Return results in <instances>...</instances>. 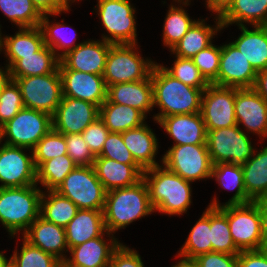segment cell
Returning <instances> with one entry per match:
<instances>
[{
	"label": "cell",
	"mask_w": 267,
	"mask_h": 267,
	"mask_svg": "<svg viewBox=\"0 0 267 267\" xmlns=\"http://www.w3.org/2000/svg\"><path fill=\"white\" fill-rule=\"evenodd\" d=\"M142 178L147 185L154 212L171 216L187 212L192 203V182L184 180L162 164L144 170Z\"/></svg>",
	"instance_id": "cell-1"
},
{
	"label": "cell",
	"mask_w": 267,
	"mask_h": 267,
	"mask_svg": "<svg viewBox=\"0 0 267 267\" xmlns=\"http://www.w3.org/2000/svg\"><path fill=\"white\" fill-rule=\"evenodd\" d=\"M153 106L160 112L153 117L158 122L162 117L176 114L201 112L203 90L184 84L168 74L161 64H154L151 70Z\"/></svg>",
	"instance_id": "cell-2"
},
{
	"label": "cell",
	"mask_w": 267,
	"mask_h": 267,
	"mask_svg": "<svg viewBox=\"0 0 267 267\" xmlns=\"http://www.w3.org/2000/svg\"><path fill=\"white\" fill-rule=\"evenodd\" d=\"M153 212L143 178L132 186L106 192L103 216L105 228L111 234Z\"/></svg>",
	"instance_id": "cell-3"
},
{
	"label": "cell",
	"mask_w": 267,
	"mask_h": 267,
	"mask_svg": "<svg viewBox=\"0 0 267 267\" xmlns=\"http://www.w3.org/2000/svg\"><path fill=\"white\" fill-rule=\"evenodd\" d=\"M37 184L24 187L0 188V223L13 238L24 234L40 216V199L43 190Z\"/></svg>",
	"instance_id": "cell-4"
},
{
	"label": "cell",
	"mask_w": 267,
	"mask_h": 267,
	"mask_svg": "<svg viewBox=\"0 0 267 267\" xmlns=\"http://www.w3.org/2000/svg\"><path fill=\"white\" fill-rule=\"evenodd\" d=\"M137 49L138 43L110 46L103 73L107 87L118 83L144 80L151 74L156 62L148 58L144 59Z\"/></svg>",
	"instance_id": "cell-5"
},
{
	"label": "cell",
	"mask_w": 267,
	"mask_h": 267,
	"mask_svg": "<svg viewBox=\"0 0 267 267\" xmlns=\"http://www.w3.org/2000/svg\"><path fill=\"white\" fill-rule=\"evenodd\" d=\"M55 191L79 209L104 210L107 191L93 166H76Z\"/></svg>",
	"instance_id": "cell-6"
},
{
	"label": "cell",
	"mask_w": 267,
	"mask_h": 267,
	"mask_svg": "<svg viewBox=\"0 0 267 267\" xmlns=\"http://www.w3.org/2000/svg\"><path fill=\"white\" fill-rule=\"evenodd\" d=\"M95 10L107 31L102 40L112 44H137L135 8L130 0H97Z\"/></svg>",
	"instance_id": "cell-7"
},
{
	"label": "cell",
	"mask_w": 267,
	"mask_h": 267,
	"mask_svg": "<svg viewBox=\"0 0 267 267\" xmlns=\"http://www.w3.org/2000/svg\"><path fill=\"white\" fill-rule=\"evenodd\" d=\"M206 131V144L213 165L227 162L242 165L256 151L249 136L238 125Z\"/></svg>",
	"instance_id": "cell-8"
},
{
	"label": "cell",
	"mask_w": 267,
	"mask_h": 267,
	"mask_svg": "<svg viewBox=\"0 0 267 267\" xmlns=\"http://www.w3.org/2000/svg\"><path fill=\"white\" fill-rule=\"evenodd\" d=\"M19 86L24 107L53 116L63 97L62 79L57 69L54 73L11 77Z\"/></svg>",
	"instance_id": "cell-9"
},
{
	"label": "cell",
	"mask_w": 267,
	"mask_h": 267,
	"mask_svg": "<svg viewBox=\"0 0 267 267\" xmlns=\"http://www.w3.org/2000/svg\"><path fill=\"white\" fill-rule=\"evenodd\" d=\"M162 156V165L180 175L184 180L195 182L211 179L212 162L207 144L172 145Z\"/></svg>",
	"instance_id": "cell-10"
},
{
	"label": "cell",
	"mask_w": 267,
	"mask_h": 267,
	"mask_svg": "<svg viewBox=\"0 0 267 267\" xmlns=\"http://www.w3.org/2000/svg\"><path fill=\"white\" fill-rule=\"evenodd\" d=\"M51 129L52 116L24 107L2 126L3 140L5 144L32 150Z\"/></svg>",
	"instance_id": "cell-11"
},
{
	"label": "cell",
	"mask_w": 267,
	"mask_h": 267,
	"mask_svg": "<svg viewBox=\"0 0 267 267\" xmlns=\"http://www.w3.org/2000/svg\"><path fill=\"white\" fill-rule=\"evenodd\" d=\"M228 224L233 242L240 251L266 248L261 234L259 200L228 205Z\"/></svg>",
	"instance_id": "cell-12"
},
{
	"label": "cell",
	"mask_w": 267,
	"mask_h": 267,
	"mask_svg": "<svg viewBox=\"0 0 267 267\" xmlns=\"http://www.w3.org/2000/svg\"><path fill=\"white\" fill-rule=\"evenodd\" d=\"M27 150L29 154L25 153ZM0 182V188L35 185L36 167L32 150L3 143L0 147Z\"/></svg>",
	"instance_id": "cell-13"
},
{
	"label": "cell",
	"mask_w": 267,
	"mask_h": 267,
	"mask_svg": "<svg viewBox=\"0 0 267 267\" xmlns=\"http://www.w3.org/2000/svg\"><path fill=\"white\" fill-rule=\"evenodd\" d=\"M235 87L210 84L202 93L201 114L206 130L237 125L235 111Z\"/></svg>",
	"instance_id": "cell-14"
},
{
	"label": "cell",
	"mask_w": 267,
	"mask_h": 267,
	"mask_svg": "<svg viewBox=\"0 0 267 267\" xmlns=\"http://www.w3.org/2000/svg\"><path fill=\"white\" fill-rule=\"evenodd\" d=\"M256 75L255 69L232 42L221 45L219 72L211 84L222 87L253 88Z\"/></svg>",
	"instance_id": "cell-15"
},
{
	"label": "cell",
	"mask_w": 267,
	"mask_h": 267,
	"mask_svg": "<svg viewBox=\"0 0 267 267\" xmlns=\"http://www.w3.org/2000/svg\"><path fill=\"white\" fill-rule=\"evenodd\" d=\"M99 115V106L63 96L52 116V128L64 135L81 134Z\"/></svg>",
	"instance_id": "cell-16"
},
{
	"label": "cell",
	"mask_w": 267,
	"mask_h": 267,
	"mask_svg": "<svg viewBox=\"0 0 267 267\" xmlns=\"http://www.w3.org/2000/svg\"><path fill=\"white\" fill-rule=\"evenodd\" d=\"M235 117L237 125L259 137H267V103L253 88L235 87Z\"/></svg>",
	"instance_id": "cell-17"
},
{
	"label": "cell",
	"mask_w": 267,
	"mask_h": 267,
	"mask_svg": "<svg viewBox=\"0 0 267 267\" xmlns=\"http://www.w3.org/2000/svg\"><path fill=\"white\" fill-rule=\"evenodd\" d=\"M111 45L102 39L83 41L60 59L58 69L103 75Z\"/></svg>",
	"instance_id": "cell-18"
},
{
	"label": "cell",
	"mask_w": 267,
	"mask_h": 267,
	"mask_svg": "<svg viewBox=\"0 0 267 267\" xmlns=\"http://www.w3.org/2000/svg\"><path fill=\"white\" fill-rule=\"evenodd\" d=\"M105 234L110 242L104 239ZM116 239L106 230L101 236L70 248V257L65 259L63 267H108L114 251L121 244Z\"/></svg>",
	"instance_id": "cell-19"
},
{
	"label": "cell",
	"mask_w": 267,
	"mask_h": 267,
	"mask_svg": "<svg viewBox=\"0 0 267 267\" xmlns=\"http://www.w3.org/2000/svg\"><path fill=\"white\" fill-rule=\"evenodd\" d=\"M63 96L91 102L101 106L107 100V86L103 75L59 70Z\"/></svg>",
	"instance_id": "cell-20"
},
{
	"label": "cell",
	"mask_w": 267,
	"mask_h": 267,
	"mask_svg": "<svg viewBox=\"0 0 267 267\" xmlns=\"http://www.w3.org/2000/svg\"><path fill=\"white\" fill-rule=\"evenodd\" d=\"M26 241L59 259L62 263L69 252L65 228L46 221L41 216L32 222L24 234Z\"/></svg>",
	"instance_id": "cell-21"
},
{
	"label": "cell",
	"mask_w": 267,
	"mask_h": 267,
	"mask_svg": "<svg viewBox=\"0 0 267 267\" xmlns=\"http://www.w3.org/2000/svg\"><path fill=\"white\" fill-rule=\"evenodd\" d=\"M156 123L174 140L173 145L206 144L207 131L201 112L170 115Z\"/></svg>",
	"instance_id": "cell-22"
},
{
	"label": "cell",
	"mask_w": 267,
	"mask_h": 267,
	"mask_svg": "<svg viewBox=\"0 0 267 267\" xmlns=\"http://www.w3.org/2000/svg\"><path fill=\"white\" fill-rule=\"evenodd\" d=\"M107 99L112 103L134 107L147 116L154 108L151 74L144 80L108 86Z\"/></svg>",
	"instance_id": "cell-23"
},
{
	"label": "cell",
	"mask_w": 267,
	"mask_h": 267,
	"mask_svg": "<svg viewBox=\"0 0 267 267\" xmlns=\"http://www.w3.org/2000/svg\"><path fill=\"white\" fill-rule=\"evenodd\" d=\"M93 167L106 191L132 186L144 172L138 164H123L105 157H96Z\"/></svg>",
	"instance_id": "cell-24"
},
{
	"label": "cell",
	"mask_w": 267,
	"mask_h": 267,
	"mask_svg": "<svg viewBox=\"0 0 267 267\" xmlns=\"http://www.w3.org/2000/svg\"><path fill=\"white\" fill-rule=\"evenodd\" d=\"M122 139L135 162L143 170L159 166V163L155 160L159 148L158 140L147 123L138 128L122 132Z\"/></svg>",
	"instance_id": "cell-25"
},
{
	"label": "cell",
	"mask_w": 267,
	"mask_h": 267,
	"mask_svg": "<svg viewBox=\"0 0 267 267\" xmlns=\"http://www.w3.org/2000/svg\"><path fill=\"white\" fill-rule=\"evenodd\" d=\"M105 231L103 210L79 209L65 227L68 249L97 238Z\"/></svg>",
	"instance_id": "cell-26"
},
{
	"label": "cell",
	"mask_w": 267,
	"mask_h": 267,
	"mask_svg": "<svg viewBox=\"0 0 267 267\" xmlns=\"http://www.w3.org/2000/svg\"><path fill=\"white\" fill-rule=\"evenodd\" d=\"M215 27L207 25L204 19L197 21L190 27L186 34L170 50L172 54L181 58H193L199 51L212 44L214 35L222 30L220 16L216 14Z\"/></svg>",
	"instance_id": "cell-27"
},
{
	"label": "cell",
	"mask_w": 267,
	"mask_h": 267,
	"mask_svg": "<svg viewBox=\"0 0 267 267\" xmlns=\"http://www.w3.org/2000/svg\"><path fill=\"white\" fill-rule=\"evenodd\" d=\"M222 30L229 25H267V0H233L219 15Z\"/></svg>",
	"instance_id": "cell-28"
},
{
	"label": "cell",
	"mask_w": 267,
	"mask_h": 267,
	"mask_svg": "<svg viewBox=\"0 0 267 267\" xmlns=\"http://www.w3.org/2000/svg\"><path fill=\"white\" fill-rule=\"evenodd\" d=\"M239 26L241 35L232 43L249 61L256 72L267 69V25Z\"/></svg>",
	"instance_id": "cell-29"
},
{
	"label": "cell",
	"mask_w": 267,
	"mask_h": 267,
	"mask_svg": "<svg viewBox=\"0 0 267 267\" xmlns=\"http://www.w3.org/2000/svg\"><path fill=\"white\" fill-rule=\"evenodd\" d=\"M13 36L2 37V50L11 68L22 56L33 55L44 45V38L39 26L33 28H18Z\"/></svg>",
	"instance_id": "cell-30"
},
{
	"label": "cell",
	"mask_w": 267,
	"mask_h": 267,
	"mask_svg": "<svg viewBox=\"0 0 267 267\" xmlns=\"http://www.w3.org/2000/svg\"><path fill=\"white\" fill-rule=\"evenodd\" d=\"M213 197L210 206V229L213 252L238 255L241 251L236 247L228 224V205H222Z\"/></svg>",
	"instance_id": "cell-31"
},
{
	"label": "cell",
	"mask_w": 267,
	"mask_h": 267,
	"mask_svg": "<svg viewBox=\"0 0 267 267\" xmlns=\"http://www.w3.org/2000/svg\"><path fill=\"white\" fill-rule=\"evenodd\" d=\"M99 117L110 132L122 133L142 126L147 117L138 109L112 103L108 99L100 106Z\"/></svg>",
	"instance_id": "cell-32"
},
{
	"label": "cell",
	"mask_w": 267,
	"mask_h": 267,
	"mask_svg": "<svg viewBox=\"0 0 267 267\" xmlns=\"http://www.w3.org/2000/svg\"><path fill=\"white\" fill-rule=\"evenodd\" d=\"M242 170L246 194L253 201L262 199L267 194V146L256 150Z\"/></svg>",
	"instance_id": "cell-33"
},
{
	"label": "cell",
	"mask_w": 267,
	"mask_h": 267,
	"mask_svg": "<svg viewBox=\"0 0 267 267\" xmlns=\"http://www.w3.org/2000/svg\"><path fill=\"white\" fill-rule=\"evenodd\" d=\"M60 59L52 49L44 45L33 55L22 56L11 68V77L40 76L54 73L59 67Z\"/></svg>",
	"instance_id": "cell-34"
},
{
	"label": "cell",
	"mask_w": 267,
	"mask_h": 267,
	"mask_svg": "<svg viewBox=\"0 0 267 267\" xmlns=\"http://www.w3.org/2000/svg\"><path fill=\"white\" fill-rule=\"evenodd\" d=\"M213 177L221 188L236 190L233 197L223 205L247 204L253 201L246 194L242 165L229 162L212 165L211 178Z\"/></svg>",
	"instance_id": "cell-35"
},
{
	"label": "cell",
	"mask_w": 267,
	"mask_h": 267,
	"mask_svg": "<svg viewBox=\"0 0 267 267\" xmlns=\"http://www.w3.org/2000/svg\"><path fill=\"white\" fill-rule=\"evenodd\" d=\"M42 192L40 199V216L46 221L66 227L76 216L79 208L68 198L55 190Z\"/></svg>",
	"instance_id": "cell-36"
},
{
	"label": "cell",
	"mask_w": 267,
	"mask_h": 267,
	"mask_svg": "<svg viewBox=\"0 0 267 267\" xmlns=\"http://www.w3.org/2000/svg\"><path fill=\"white\" fill-rule=\"evenodd\" d=\"M61 13L62 12L43 14L39 25L43 34L45 45L52 49L59 59L65 56L68 52L72 51L76 46L81 44L75 43L76 33L74 30L70 31L71 33H73L71 34L72 37L68 34V29H70L71 27L67 26L64 23L60 24V22L54 23L53 21H49L50 16H58L61 15ZM74 34L75 36H73ZM66 36H70L71 38H67ZM61 50L63 52H59Z\"/></svg>",
	"instance_id": "cell-37"
},
{
	"label": "cell",
	"mask_w": 267,
	"mask_h": 267,
	"mask_svg": "<svg viewBox=\"0 0 267 267\" xmlns=\"http://www.w3.org/2000/svg\"><path fill=\"white\" fill-rule=\"evenodd\" d=\"M194 224L184 245L178 251L179 257L194 259L196 256L212 252L210 229V206Z\"/></svg>",
	"instance_id": "cell-38"
},
{
	"label": "cell",
	"mask_w": 267,
	"mask_h": 267,
	"mask_svg": "<svg viewBox=\"0 0 267 267\" xmlns=\"http://www.w3.org/2000/svg\"><path fill=\"white\" fill-rule=\"evenodd\" d=\"M177 3L178 5L170 4L163 23V44L164 46L169 47L170 50L181 40L190 27L196 22L195 19H190V16L188 15L189 13H187V10L184 9L186 5H190L189 2L184 1Z\"/></svg>",
	"instance_id": "cell-39"
},
{
	"label": "cell",
	"mask_w": 267,
	"mask_h": 267,
	"mask_svg": "<svg viewBox=\"0 0 267 267\" xmlns=\"http://www.w3.org/2000/svg\"><path fill=\"white\" fill-rule=\"evenodd\" d=\"M76 166L67 154L49 159L36 168V184L40 183L46 191L56 190Z\"/></svg>",
	"instance_id": "cell-40"
},
{
	"label": "cell",
	"mask_w": 267,
	"mask_h": 267,
	"mask_svg": "<svg viewBox=\"0 0 267 267\" xmlns=\"http://www.w3.org/2000/svg\"><path fill=\"white\" fill-rule=\"evenodd\" d=\"M0 11L18 28L37 27L43 16L31 0H0Z\"/></svg>",
	"instance_id": "cell-41"
},
{
	"label": "cell",
	"mask_w": 267,
	"mask_h": 267,
	"mask_svg": "<svg viewBox=\"0 0 267 267\" xmlns=\"http://www.w3.org/2000/svg\"><path fill=\"white\" fill-rule=\"evenodd\" d=\"M21 250L17 248L10 257L13 267H63V263L53 255L31 245L23 238Z\"/></svg>",
	"instance_id": "cell-42"
},
{
	"label": "cell",
	"mask_w": 267,
	"mask_h": 267,
	"mask_svg": "<svg viewBox=\"0 0 267 267\" xmlns=\"http://www.w3.org/2000/svg\"><path fill=\"white\" fill-rule=\"evenodd\" d=\"M35 167L41 163L67 154V145L64 134L53 128L32 149Z\"/></svg>",
	"instance_id": "cell-43"
},
{
	"label": "cell",
	"mask_w": 267,
	"mask_h": 267,
	"mask_svg": "<svg viewBox=\"0 0 267 267\" xmlns=\"http://www.w3.org/2000/svg\"><path fill=\"white\" fill-rule=\"evenodd\" d=\"M175 57L176 59L172 64L173 66L170 68L161 65L168 74L186 85L194 88H200L203 91L210 85V83L200 73L197 66L193 63L192 59L181 58L178 56Z\"/></svg>",
	"instance_id": "cell-44"
},
{
	"label": "cell",
	"mask_w": 267,
	"mask_h": 267,
	"mask_svg": "<svg viewBox=\"0 0 267 267\" xmlns=\"http://www.w3.org/2000/svg\"><path fill=\"white\" fill-rule=\"evenodd\" d=\"M23 108L19 86L11 79L0 93V125H5Z\"/></svg>",
	"instance_id": "cell-45"
},
{
	"label": "cell",
	"mask_w": 267,
	"mask_h": 267,
	"mask_svg": "<svg viewBox=\"0 0 267 267\" xmlns=\"http://www.w3.org/2000/svg\"><path fill=\"white\" fill-rule=\"evenodd\" d=\"M221 46L209 45L199 51L193 58V63L200 70V73L211 84L218 75Z\"/></svg>",
	"instance_id": "cell-46"
},
{
	"label": "cell",
	"mask_w": 267,
	"mask_h": 267,
	"mask_svg": "<svg viewBox=\"0 0 267 267\" xmlns=\"http://www.w3.org/2000/svg\"><path fill=\"white\" fill-rule=\"evenodd\" d=\"M96 157L113 159L123 164H137L123 142L122 133L117 132L109 133L101 153Z\"/></svg>",
	"instance_id": "cell-47"
},
{
	"label": "cell",
	"mask_w": 267,
	"mask_h": 267,
	"mask_svg": "<svg viewBox=\"0 0 267 267\" xmlns=\"http://www.w3.org/2000/svg\"><path fill=\"white\" fill-rule=\"evenodd\" d=\"M67 155L77 166H93L96 156L91 152L82 134H66Z\"/></svg>",
	"instance_id": "cell-48"
},
{
	"label": "cell",
	"mask_w": 267,
	"mask_h": 267,
	"mask_svg": "<svg viewBox=\"0 0 267 267\" xmlns=\"http://www.w3.org/2000/svg\"><path fill=\"white\" fill-rule=\"evenodd\" d=\"M109 133L110 131L105 126L104 121L98 117L81 134L91 152L95 156H98L103 149L105 140L107 139Z\"/></svg>",
	"instance_id": "cell-49"
},
{
	"label": "cell",
	"mask_w": 267,
	"mask_h": 267,
	"mask_svg": "<svg viewBox=\"0 0 267 267\" xmlns=\"http://www.w3.org/2000/svg\"><path fill=\"white\" fill-rule=\"evenodd\" d=\"M196 267H237L238 255L221 252H208L196 256Z\"/></svg>",
	"instance_id": "cell-50"
},
{
	"label": "cell",
	"mask_w": 267,
	"mask_h": 267,
	"mask_svg": "<svg viewBox=\"0 0 267 267\" xmlns=\"http://www.w3.org/2000/svg\"><path fill=\"white\" fill-rule=\"evenodd\" d=\"M108 267H144L136 250L123 243L114 251Z\"/></svg>",
	"instance_id": "cell-51"
},
{
	"label": "cell",
	"mask_w": 267,
	"mask_h": 267,
	"mask_svg": "<svg viewBox=\"0 0 267 267\" xmlns=\"http://www.w3.org/2000/svg\"><path fill=\"white\" fill-rule=\"evenodd\" d=\"M237 267H267V248L241 251Z\"/></svg>",
	"instance_id": "cell-52"
},
{
	"label": "cell",
	"mask_w": 267,
	"mask_h": 267,
	"mask_svg": "<svg viewBox=\"0 0 267 267\" xmlns=\"http://www.w3.org/2000/svg\"><path fill=\"white\" fill-rule=\"evenodd\" d=\"M33 4L42 14L68 12L70 9L69 4L73 2L71 0H31Z\"/></svg>",
	"instance_id": "cell-53"
},
{
	"label": "cell",
	"mask_w": 267,
	"mask_h": 267,
	"mask_svg": "<svg viewBox=\"0 0 267 267\" xmlns=\"http://www.w3.org/2000/svg\"><path fill=\"white\" fill-rule=\"evenodd\" d=\"M253 89L267 103V69L257 72Z\"/></svg>",
	"instance_id": "cell-54"
},
{
	"label": "cell",
	"mask_w": 267,
	"mask_h": 267,
	"mask_svg": "<svg viewBox=\"0 0 267 267\" xmlns=\"http://www.w3.org/2000/svg\"><path fill=\"white\" fill-rule=\"evenodd\" d=\"M259 214L261 217V234L263 245L267 246V205L260 199L259 200Z\"/></svg>",
	"instance_id": "cell-55"
},
{
	"label": "cell",
	"mask_w": 267,
	"mask_h": 267,
	"mask_svg": "<svg viewBox=\"0 0 267 267\" xmlns=\"http://www.w3.org/2000/svg\"><path fill=\"white\" fill-rule=\"evenodd\" d=\"M233 0H205L206 7L212 13L220 15Z\"/></svg>",
	"instance_id": "cell-56"
},
{
	"label": "cell",
	"mask_w": 267,
	"mask_h": 267,
	"mask_svg": "<svg viewBox=\"0 0 267 267\" xmlns=\"http://www.w3.org/2000/svg\"><path fill=\"white\" fill-rule=\"evenodd\" d=\"M11 80L10 68L6 65L5 69L0 67V93L3 91L4 87Z\"/></svg>",
	"instance_id": "cell-57"
},
{
	"label": "cell",
	"mask_w": 267,
	"mask_h": 267,
	"mask_svg": "<svg viewBox=\"0 0 267 267\" xmlns=\"http://www.w3.org/2000/svg\"><path fill=\"white\" fill-rule=\"evenodd\" d=\"M177 257L181 258V260L176 262V264L172 265L171 267H196V264L193 259H187L179 256Z\"/></svg>",
	"instance_id": "cell-58"
},
{
	"label": "cell",
	"mask_w": 267,
	"mask_h": 267,
	"mask_svg": "<svg viewBox=\"0 0 267 267\" xmlns=\"http://www.w3.org/2000/svg\"><path fill=\"white\" fill-rule=\"evenodd\" d=\"M4 252L0 251V267H9L11 265L10 258H6V255L4 256Z\"/></svg>",
	"instance_id": "cell-59"
},
{
	"label": "cell",
	"mask_w": 267,
	"mask_h": 267,
	"mask_svg": "<svg viewBox=\"0 0 267 267\" xmlns=\"http://www.w3.org/2000/svg\"><path fill=\"white\" fill-rule=\"evenodd\" d=\"M1 27V25H0ZM2 32H1V28H0V52H2Z\"/></svg>",
	"instance_id": "cell-60"
},
{
	"label": "cell",
	"mask_w": 267,
	"mask_h": 267,
	"mask_svg": "<svg viewBox=\"0 0 267 267\" xmlns=\"http://www.w3.org/2000/svg\"><path fill=\"white\" fill-rule=\"evenodd\" d=\"M2 140H3V132H2V126L0 125V144L2 145ZM1 147V146H0Z\"/></svg>",
	"instance_id": "cell-61"
},
{
	"label": "cell",
	"mask_w": 267,
	"mask_h": 267,
	"mask_svg": "<svg viewBox=\"0 0 267 267\" xmlns=\"http://www.w3.org/2000/svg\"><path fill=\"white\" fill-rule=\"evenodd\" d=\"M261 200L267 205V194Z\"/></svg>",
	"instance_id": "cell-62"
},
{
	"label": "cell",
	"mask_w": 267,
	"mask_h": 267,
	"mask_svg": "<svg viewBox=\"0 0 267 267\" xmlns=\"http://www.w3.org/2000/svg\"><path fill=\"white\" fill-rule=\"evenodd\" d=\"M173 1H175V3L176 2H184V0H173ZM185 2H191V0H185Z\"/></svg>",
	"instance_id": "cell-63"
}]
</instances>
